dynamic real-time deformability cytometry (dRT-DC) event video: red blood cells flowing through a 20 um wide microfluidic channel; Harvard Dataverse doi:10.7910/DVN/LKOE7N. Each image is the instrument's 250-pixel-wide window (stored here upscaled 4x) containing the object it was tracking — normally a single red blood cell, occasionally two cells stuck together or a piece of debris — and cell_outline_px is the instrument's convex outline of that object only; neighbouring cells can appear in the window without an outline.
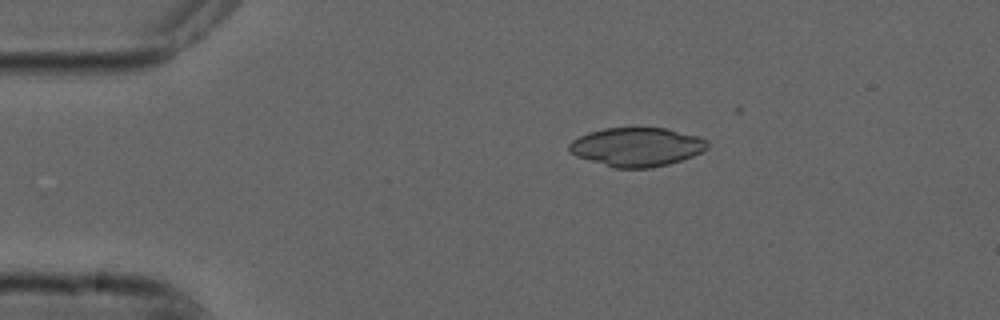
{"species": "common noctule bat (a hibernating species)", "species_latin": "Nyctalus noctula", "temperature_condition": "cold", "stored_images_in_passage": 4, "camera_frame_rate_fps": 3000, "um_per_image_px": 0.085, "animal": {"sex": "male", "forearm_length_mm": 52.5}, "frame": {"image": 1, "passage_image": 2, "time_ms": 0.333, "image_size_px": [1000, 320], "cell_outline_px": [[708, 148], [692, 156], [668, 164], [652, 168], [616, 168], [576, 156], [568, 148], [568, 144], [572, 140], [588, 132], [604, 128], [668, 128], [696, 136], [708, 140]], "centroid_in_image_um": [54.12, 12.48], "position_along_channel_um": 30.9, "area_um2": 31.1}}